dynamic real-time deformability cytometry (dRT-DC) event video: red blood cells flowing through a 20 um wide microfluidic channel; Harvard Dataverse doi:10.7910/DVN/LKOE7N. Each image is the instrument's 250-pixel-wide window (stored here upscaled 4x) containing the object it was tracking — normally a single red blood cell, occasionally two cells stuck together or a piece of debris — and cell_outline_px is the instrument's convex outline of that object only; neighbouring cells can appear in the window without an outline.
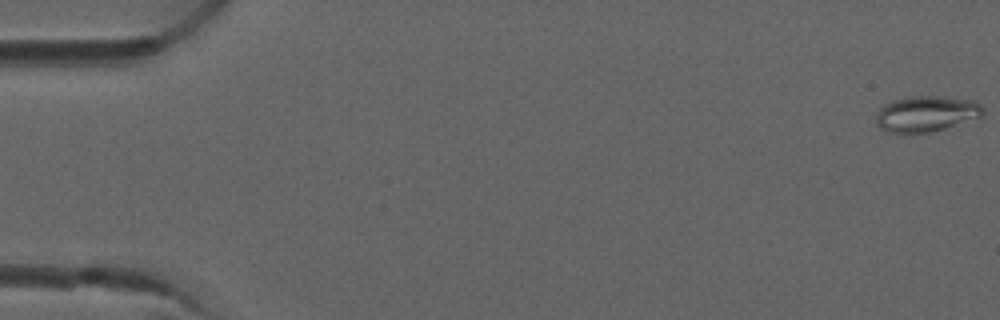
{"species": "common noctule bat (a hibernating species)", "species_latin": "Nyctalus noctula", "temperature_condition": "room temperature", "stored_images_in_passage": 5, "camera_frame_rate_fps": 3000, "um_per_image_px": 0.085, "animal": {"sex": "male", "forearm_length_mm": 52.5}, "frame": {"image": 1, "passage_image": 1, "time_ms": 0.0, "image_size_px": [1000, 320], "cell_outline_px": [[984, 116], [944, 128], [928, 132], [884, 132], [876, 124], [876, 116], [880, 108], [884, 104], [892, 100], [908, 96], [944, 96], [972, 100], [980, 104], [984, 108]], "centroid_in_image_um": [78.73, 9.65], "position_along_channel_um": 6.3, "area_um2": 22.37}}